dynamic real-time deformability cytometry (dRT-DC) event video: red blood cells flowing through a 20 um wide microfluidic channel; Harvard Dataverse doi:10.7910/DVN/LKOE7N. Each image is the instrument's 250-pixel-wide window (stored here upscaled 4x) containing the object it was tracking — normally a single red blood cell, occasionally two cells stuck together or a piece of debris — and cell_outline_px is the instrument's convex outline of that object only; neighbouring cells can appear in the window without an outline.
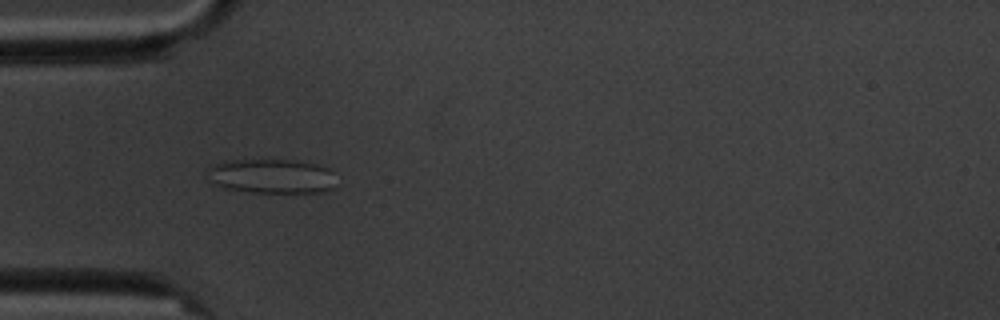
{"species": "common noctule bat (a hibernating species)", "species_latin": "Nyctalus noctula", "temperature_condition": "cold", "stored_images_in_passage": 4, "camera_frame_rate_fps": 3000, "um_per_image_px": 0.085, "animal": {"sex": "male", "body_mass_g": 20.1, "forearm_length_mm": 53.5}, "frame": {"image": 1, "passage_image": 3, "time_ms": 2.333, "image_size_px": [1000, 320], "cell_outline_px": [[336, 188], [320, 192], [252, 192], [224, 188], [212, 184], [208, 180], [212, 164], [224, 160], [292, 160], [316, 164], [328, 168]], "centroid_in_image_um": [23.05, 14.98], "position_along_channel_um": 62.0, "area_um2": 25.72}}
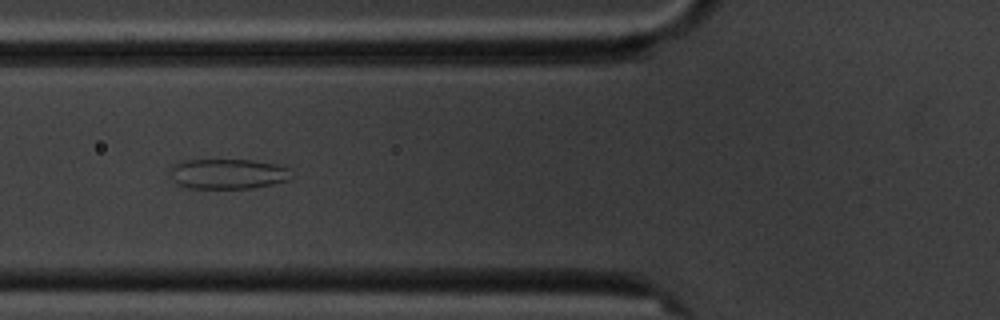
{"frame": {"image": 2, "passage_image": 4, "time_ms": 3.667, "image_size_px": [1000, 320], "cell_outline_px": [[288, 180], [272, 184], [252, 188], [188, 188], [176, 184], [172, 180], [172, 164], [180, 160], [252, 160], [276, 164], [288, 168]], "centroid_in_image_um": [19.3, 14.77], "position_along_channel_um": 106.5, "area_um2": 21.15}}